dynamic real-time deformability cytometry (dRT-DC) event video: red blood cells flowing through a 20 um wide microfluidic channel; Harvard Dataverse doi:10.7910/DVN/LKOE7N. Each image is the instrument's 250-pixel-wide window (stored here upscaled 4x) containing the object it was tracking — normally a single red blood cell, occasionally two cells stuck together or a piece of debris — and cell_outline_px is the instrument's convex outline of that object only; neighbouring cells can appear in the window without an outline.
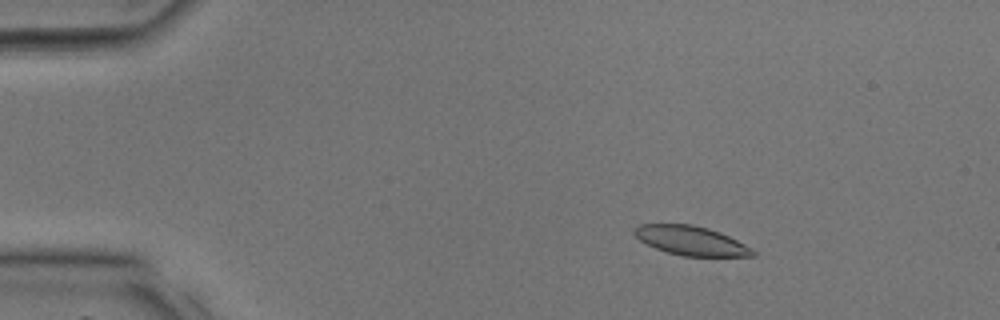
{"species": "common noctule bat (a hibernating species)", "species_latin": "Nyctalus noctula", "temperature_condition": "room temperature", "stored_images_in_passage": 20, "camera_frame_rate_fps": 3000, "um_per_image_px": 0.085, "animal": {"sex": "male", "body_mass_g": 17.9, "forearm_length_mm": 54.2}, "frame": {"image": 1, "passage_image": 7, "time_ms": 2.0, "image_size_px": [1000, 320], "cell_outline_px": [[756, 256], [684, 256], [668, 252], [656, 248], [640, 240], [632, 232], [640, 224], [692, 224], [708, 228], [720, 232], [752, 248], [756, 252]], "centroid_in_image_um": [58.75, 20.45], "position_along_channel_um": 26.2, "area_um2": 19.94}}
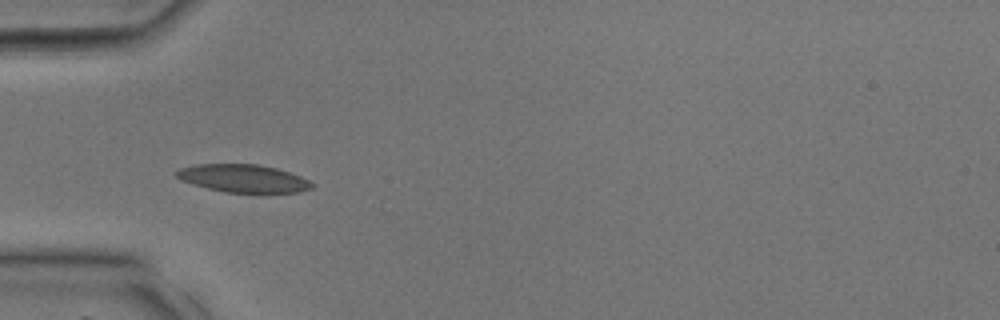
{"frame": {"image": 2, "passage_image": 13, "time_ms": 4.0, "image_size_px": [1000, 320], "cell_outline_px": [[316, 184], [312, 188], [300, 192], [224, 192], [192, 184], [180, 180], [172, 172], [180, 168], [196, 164], [260, 164], [276, 168], [300, 176]], "centroid_in_image_um": [20.65, 15.15], "position_along_channel_um": 64.4, "area_um2": 22.02}}
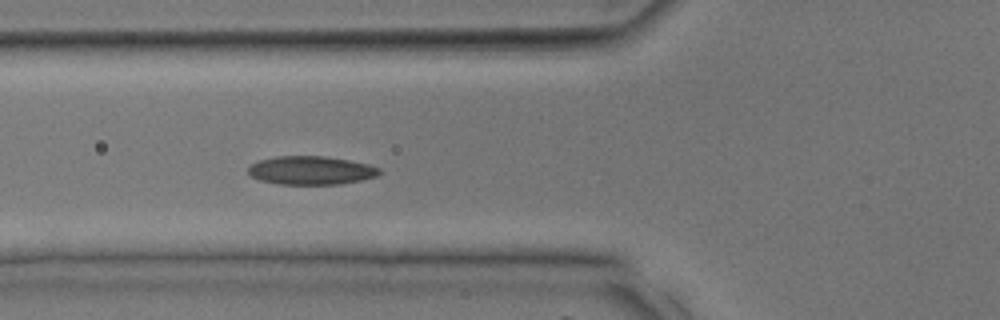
{"frame": {"image": 3, "passage_image": 15, "time_ms": 4.667, "image_size_px": [1000, 320], "cell_outline_px": [[380, 172], [376, 176], [360, 180], [340, 184], [280, 184], [260, 180], [252, 176], [248, 172], [248, 168], [252, 164], [260, 160], [276, 156], [324, 156], [348, 160], [368, 164], [380, 168]], "centroid_in_image_um": [26.43, 14.48], "position_along_channel_um": 99.4, "area_um2": 21.56}}